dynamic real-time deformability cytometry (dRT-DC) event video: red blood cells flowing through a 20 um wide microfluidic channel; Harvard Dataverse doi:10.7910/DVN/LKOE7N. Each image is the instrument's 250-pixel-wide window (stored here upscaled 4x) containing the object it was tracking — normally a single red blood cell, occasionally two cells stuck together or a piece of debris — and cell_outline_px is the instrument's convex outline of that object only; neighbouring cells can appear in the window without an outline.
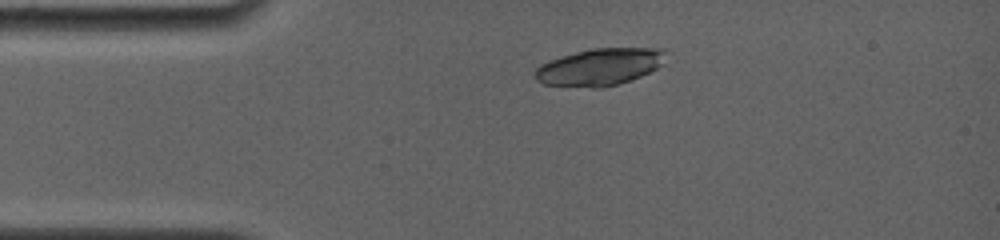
{"species": "common noctule bat (a hibernating species)", "species_latin": "Nyctalus noctula", "temperature_condition": "room temperature", "stored_images_in_passage": 2, "camera_frame_rate_fps": 4000, "um_per_image_px": 0.085, "animal": {"sex": "female", "body_mass_g": 19.0, "forearm_length_mm": 56.7}, "frame": {"image": 1, "passage_image": 1, "time_ms": 0.0, "image_size_px": [1000, 240], "cell_outline_px": [[664, 52], [660, 64], [656, 68], [640, 76], [616, 84], [600, 88], [592, 88], [544, 84], [536, 80], [532, 72], [540, 64], [548, 60], [576, 52], [592, 48], [664, 48]], "centroid_in_image_um": [50.88, 5.69], "position_along_channel_um": 34.1, "area_um2": 27.98}}